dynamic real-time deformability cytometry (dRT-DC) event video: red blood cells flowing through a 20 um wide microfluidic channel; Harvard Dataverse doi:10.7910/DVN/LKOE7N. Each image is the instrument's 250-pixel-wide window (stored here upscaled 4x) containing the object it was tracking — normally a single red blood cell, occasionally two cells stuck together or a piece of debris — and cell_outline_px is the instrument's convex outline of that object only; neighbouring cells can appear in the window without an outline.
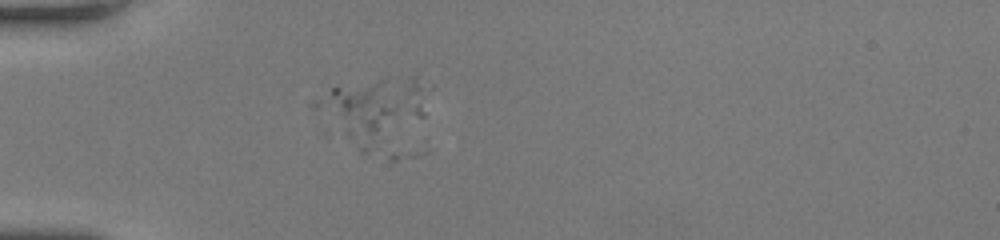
{"species": "human", "species_latin": "Homo sapiens", "temperature_condition": "room temperature", "stored_images_in_passage": 47, "segment_of_instrument_passage": [1, 2], "camera_frame_rate_fps": 3000, "um_per_image_px": 0.085, "donor": {"sex": "female"}, "frame": {"image": 1, "passage_image": 7, "time_ms": 2.0, "image_size_px": [1000, 240], "cell_outline_px": [[400, 108], [368, 152], [360, 152], [312, 108], [312, 100], [332, 88], [384, 76], [392, 76]], "centroid_in_image_um": [30.58, 9.35], "position_along_channel_um": 54.4, "area_um2": 29.82}}